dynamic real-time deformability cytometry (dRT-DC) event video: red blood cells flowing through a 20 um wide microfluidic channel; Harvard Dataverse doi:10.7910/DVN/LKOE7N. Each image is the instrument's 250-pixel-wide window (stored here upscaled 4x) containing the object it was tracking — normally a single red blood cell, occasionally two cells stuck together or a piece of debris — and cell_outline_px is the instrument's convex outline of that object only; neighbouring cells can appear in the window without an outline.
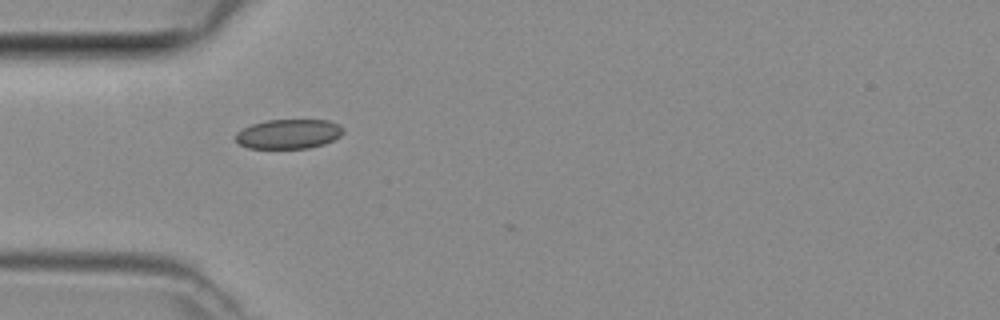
{"species": "common noctule bat (a hibernating species)", "species_latin": "Nyctalus noctula", "temperature_condition": "room temperature", "stored_images_in_passage": 3, "camera_frame_rate_fps": 3000, "um_per_image_px": 0.085, "animal": {"sex": "female", "body_mass_g": 29.2, "forearm_length_mm": 56.3}, "frame": {"image": 1, "passage_image": 1, "time_ms": 0.0, "image_size_px": [1000, 320], "cell_outline_px": [[344, 132], [340, 136], [324, 144], [308, 148], [248, 148], [236, 144], [236, 132], [252, 124], [268, 120], [328, 120], [340, 124], [344, 128]], "centroid_in_image_um": [24.54, 11.39], "position_along_channel_um": 60.5, "area_um2": 18.61}}
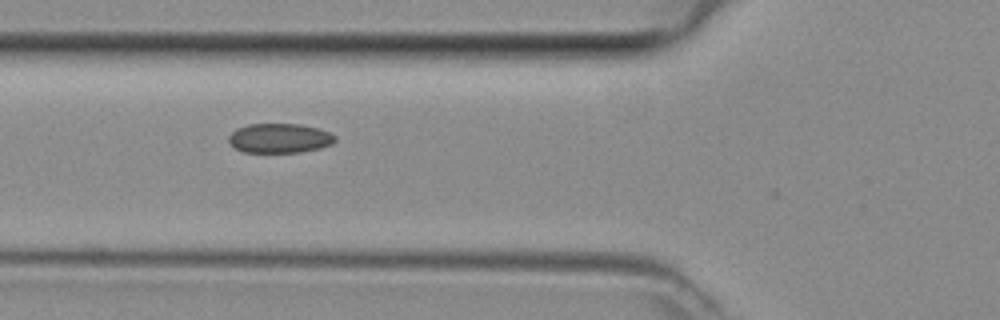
{"frame": {"image": 2, "passage_image": 2, "time_ms": 0.333, "image_size_px": [1000, 320], "cell_outline_px": [[336, 140], [332, 144], [320, 148], [300, 152], [244, 152], [236, 148], [228, 140], [228, 136], [236, 128], [248, 124], [300, 124], [316, 128], [328, 132], [336, 136]], "centroid_in_image_um": [23.76, 11.74], "position_along_channel_um": 102.0, "area_um2": 18.21}}
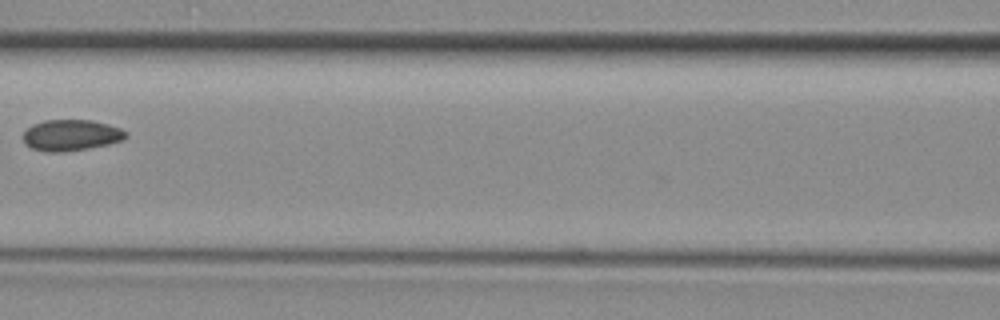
{"frame": {"image": 3, "passage_image": 3, "time_ms": 0.667, "image_size_px": [1000, 320], "cell_outline_px": [[128, 136], [124, 140], [108, 144], [88, 148], [64, 152], [44, 152], [32, 148], [24, 144], [24, 132], [32, 124], [44, 120], [92, 120], [108, 124], [120, 128], [128, 132]], "centroid_in_image_um": [6.05, 11.49], "position_along_channel_um": 160.5, "area_um2": 18.79}}